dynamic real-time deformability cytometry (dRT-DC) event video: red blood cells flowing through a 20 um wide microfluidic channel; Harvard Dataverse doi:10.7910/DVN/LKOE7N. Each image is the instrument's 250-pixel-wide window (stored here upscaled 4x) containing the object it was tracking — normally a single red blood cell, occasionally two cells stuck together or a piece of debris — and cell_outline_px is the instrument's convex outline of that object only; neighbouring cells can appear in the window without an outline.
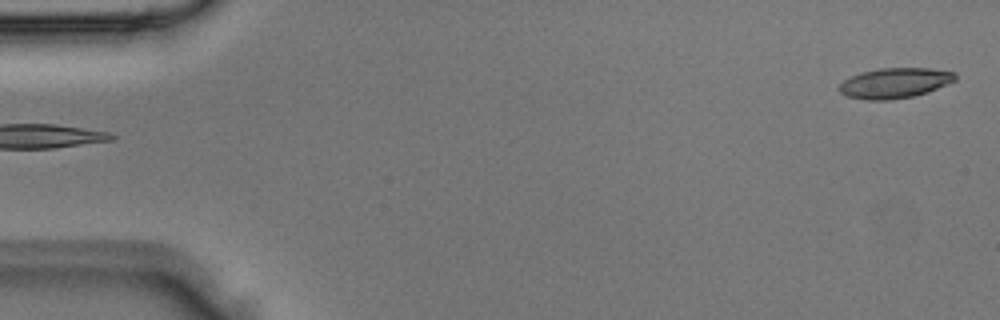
{"species": "Egyptian fruit bat (a non-hibernating species)", "species_latin": "Rousettus aegyptiacus", "temperature_condition": "room temperature", "stored_images_in_passage": 2, "camera_frame_rate_fps": 3000, "um_per_image_px": 0.085, "animal": {"sex": "male"}, "frame": {"image": 1, "passage_image": 2, "time_ms": 0.333, "image_size_px": [1000, 320], "cell_outline_px": [[956, 80], [928, 92], [912, 96], [888, 100], [864, 100], [848, 96], [840, 92], [836, 88], [844, 80], [860, 72], [880, 68], [928, 68], [956, 72]], "centroid_in_image_um": [76.04, 7.05], "position_along_channel_um": 9.0, "area_um2": 20.46}}